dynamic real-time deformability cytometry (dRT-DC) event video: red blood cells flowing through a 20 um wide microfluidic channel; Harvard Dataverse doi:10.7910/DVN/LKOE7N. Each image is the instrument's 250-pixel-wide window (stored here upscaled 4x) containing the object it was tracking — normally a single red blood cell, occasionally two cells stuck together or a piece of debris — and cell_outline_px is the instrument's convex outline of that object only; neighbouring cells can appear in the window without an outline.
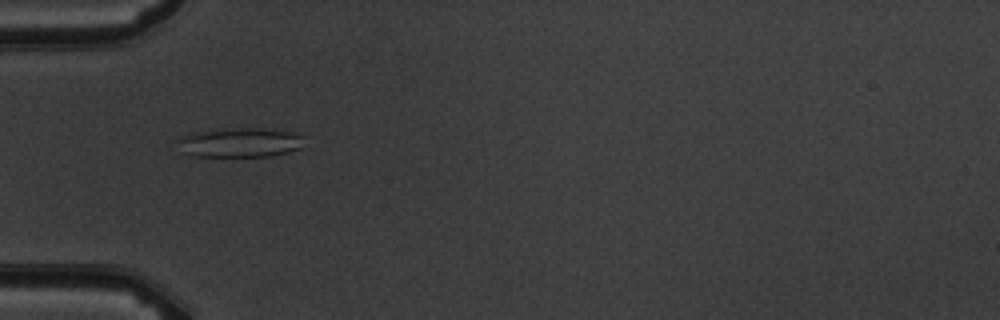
{"species": "common noctule bat (a hibernating species)", "species_latin": "Nyctalus noctula", "temperature_condition": "warm", "stored_images_in_passage": 4, "camera_frame_rate_fps": 3000, "um_per_image_px": 0.085, "animal": {"sex": "male", "body_mass_g": 19.5, "forearm_length_mm": 54.6}, "frame": {"image": 1, "passage_image": 4, "time_ms": 4.333, "image_size_px": [1000, 320], "cell_outline_px": [[304, 136], [300, 148], [288, 152], [272, 156], [192, 156], [184, 152], [176, 140], [192, 132], [216, 128], [260, 128], [292, 132]], "centroid_in_image_um": [20.38, 12.1], "position_along_channel_um": 64.6, "area_um2": 21.79}}